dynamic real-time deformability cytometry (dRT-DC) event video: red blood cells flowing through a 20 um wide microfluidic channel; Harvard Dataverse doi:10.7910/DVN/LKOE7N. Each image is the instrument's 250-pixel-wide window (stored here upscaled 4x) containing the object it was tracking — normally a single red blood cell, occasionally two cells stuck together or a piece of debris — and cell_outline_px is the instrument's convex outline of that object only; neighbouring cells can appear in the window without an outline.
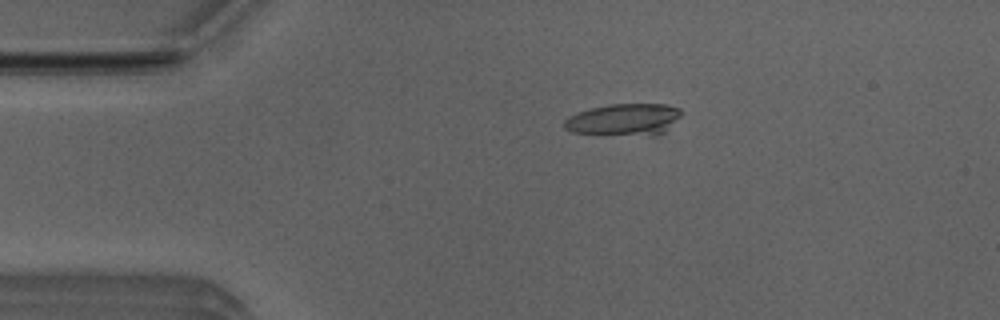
{"species": "Egyptian fruit bat (a non-hibernating species)", "species_latin": "Rousettus aegyptiacus", "temperature_condition": "room temperature", "stored_images_in_passage": 7, "camera_frame_rate_fps": 3000, "um_per_image_px": 0.085, "animal": {"sex": "male"}, "frame": {"image": 1, "passage_image": 3, "time_ms": 0.667, "image_size_px": [1000, 320], "cell_outline_px": [[680, 116], [660, 136], [652, 136], [572, 132], [564, 128], [564, 120], [568, 116], [576, 112], [592, 108], [612, 104], [664, 104], [680, 108]], "centroid_in_image_um": [53.05, 10.17], "position_along_channel_um": 32.0, "area_um2": 21.68}}